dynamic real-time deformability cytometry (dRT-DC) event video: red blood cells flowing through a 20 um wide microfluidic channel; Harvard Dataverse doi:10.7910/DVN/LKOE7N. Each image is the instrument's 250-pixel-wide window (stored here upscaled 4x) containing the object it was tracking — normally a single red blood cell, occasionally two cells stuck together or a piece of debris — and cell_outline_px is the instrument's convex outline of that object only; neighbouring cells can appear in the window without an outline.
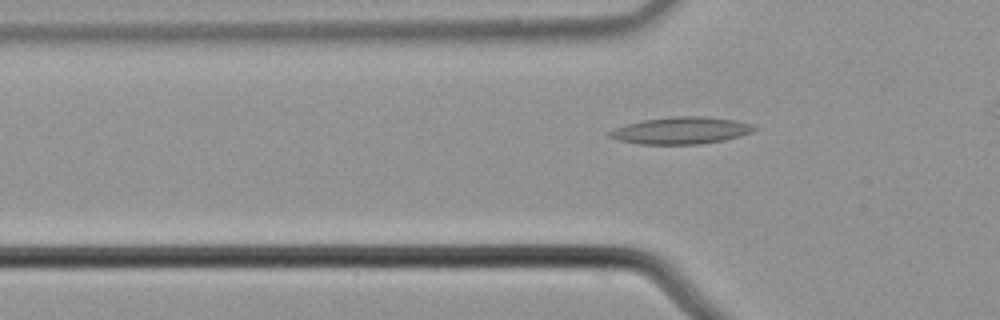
{"species": "common noctule bat (a hibernating species)", "species_latin": "Nyctalus noctula", "temperature_condition": "cold", "stored_images_in_passage": 4, "segment_of_instrument_passage": [2, 2], "camera_frame_rate_fps": 3000, "um_per_image_px": 0.085, "animal": {"sex": "male", "body_mass_g": 21.5, "forearm_length_mm": 52.0}, "frame": {"image": 1, "passage_image": 4, "time_ms": 1.0, "image_size_px": [1000, 320], "cell_outline_px": [[756, 128], [752, 132], [740, 136], [724, 140], [700, 144], [640, 144], [620, 140], [608, 136], [604, 132], [624, 124], [644, 120], [676, 116], [704, 116], [736, 120], [752, 124]], "centroid_in_image_um": [57.86, 11.09], "position_along_channel_um": 67.9, "area_um2": 22.83}}